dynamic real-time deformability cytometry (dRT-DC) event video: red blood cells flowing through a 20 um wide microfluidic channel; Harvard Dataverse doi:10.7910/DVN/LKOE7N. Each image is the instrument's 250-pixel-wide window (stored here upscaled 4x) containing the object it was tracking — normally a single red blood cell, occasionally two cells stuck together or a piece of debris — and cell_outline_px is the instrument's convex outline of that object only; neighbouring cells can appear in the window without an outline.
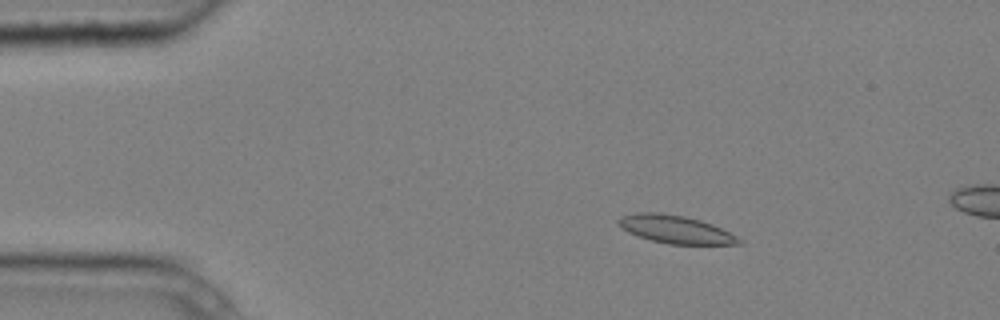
{"species": "common noctule bat (a hibernating species)", "species_latin": "Nyctalus noctula", "temperature_condition": "cold", "stored_images_in_passage": 3, "camera_frame_rate_fps": 3000, "um_per_image_px": 0.085, "animal": {"sex": "male", "body_mass_g": 20.4}, "frame": {"image": 1, "passage_image": 1, "time_ms": 0.0, "image_size_px": [1000, 320], "cell_outline_px": [[744, 244], [668, 244], [652, 240], [628, 232], [616, 220], [620, 216], [636, 212], [660, 212], [684, 216], [700, 220], [712, 224], [744, 240]], "centroid_in_image_um": [57.43, 19.49], "position_along_channel_um": 27.6, "area_um2": 19.48}}